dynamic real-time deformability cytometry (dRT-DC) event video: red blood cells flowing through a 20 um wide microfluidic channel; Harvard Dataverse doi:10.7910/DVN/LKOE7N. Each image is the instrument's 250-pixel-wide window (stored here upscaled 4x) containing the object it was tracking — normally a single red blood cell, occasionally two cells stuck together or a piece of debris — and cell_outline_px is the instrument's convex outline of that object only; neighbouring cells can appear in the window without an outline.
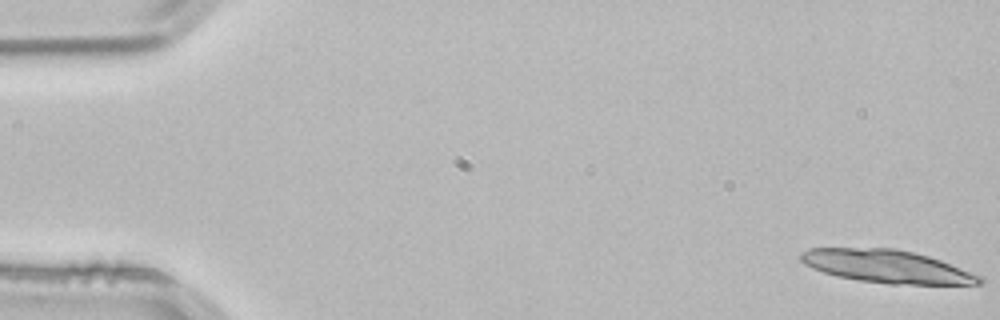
{"species": "common noctule bat (a hibernating species)", "species_latin": "Nyctalus noctula", "temperature_condition": "room temperature", "stored_images_in_passage": 15, "camera_frame_rate_fps": 3000, "um_per_image_px": 0.085, "animal": {"sex": "male", "body_mass_g": 21.5, "forearm_length_mm": 52.0}, "frame": {"image": 1, "passage_image": 1, "time_ms": 0.0, "image_size_px": [1000, 320], "cell_outline_px": [[984, 280], [980, 284], [888, 284], [860, 280], [836, 276], [812, 268], [804, 264], [800, 260], [800, 252], [812, 248], [892, 248], [912, 252], [928, 256], [940, 260], [980, 276]], "centroid_in_image_um": [75.34, 22.64], "position_along_channel_um": 9.7, "area_um2": 33.93}}